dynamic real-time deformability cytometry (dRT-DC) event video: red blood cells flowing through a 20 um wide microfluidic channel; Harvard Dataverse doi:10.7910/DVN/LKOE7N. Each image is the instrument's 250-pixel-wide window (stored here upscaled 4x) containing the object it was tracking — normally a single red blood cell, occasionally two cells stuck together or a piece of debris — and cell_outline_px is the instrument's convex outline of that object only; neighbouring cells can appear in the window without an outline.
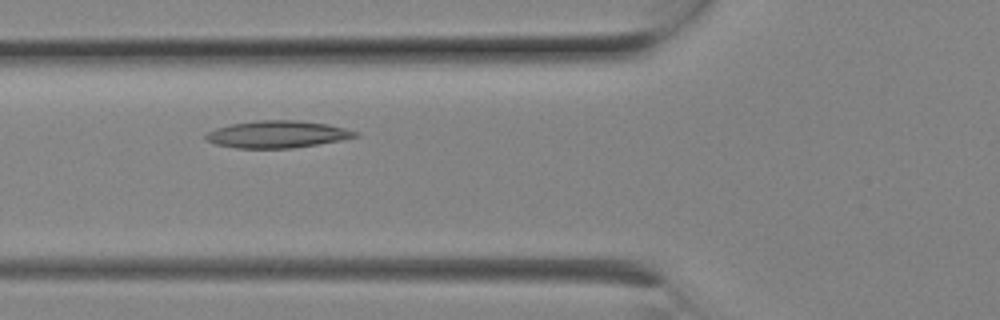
{"species": "Egyptian fruit bat (a non-hibernating species)", "species_latin": "Rousettus aegyptiacus", "temperature_condition": "room temperature", "stored_images_in_passage": 5, "camera_frame_rate_fps": 3000, "um_per_image_px": 0.085, "animal": {"sex": "female"}, "frame": {"image": 1, "passage_image": 4, "time_ms": 1.0, "image_size_px": [1000, 320], "cell_outline_px": [[360, 136], [340, 140], [292, 148], [236, 148], [216, 144], [208, 140], [204, 136], [208, 132], [216, 128], [232, 124], [256, 120], [296, 120], [328, 124], [360, 132]], "centroid_in_image_um": [23.6, 11.41], "position_along_channel_um": 102.2, "area_um2": 23.47}}
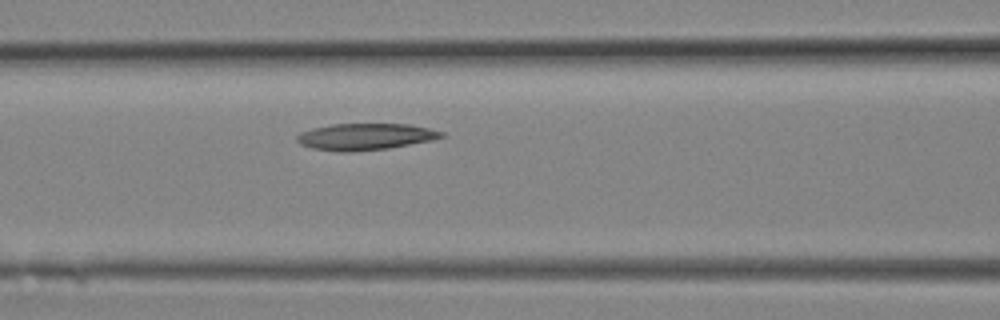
{"frame": {"image": 2, "passage_image": 5, "time_ms": 1.333, "image_size_px": [1000, 320], "cell_outline_px": [[444, 136], [432, 140], [388, 148], [352, 152], [340, 152], [312, 148], [300, 144], [296, 140], [296, 136], [300, 132], [312, 128], [332, 124], [408, 124], [428, 128], [444, 132]], "centroid_in_image_um": [31.01, 11.62], "position_along_channel_um": 135.6, "area_um2": 22.37}}